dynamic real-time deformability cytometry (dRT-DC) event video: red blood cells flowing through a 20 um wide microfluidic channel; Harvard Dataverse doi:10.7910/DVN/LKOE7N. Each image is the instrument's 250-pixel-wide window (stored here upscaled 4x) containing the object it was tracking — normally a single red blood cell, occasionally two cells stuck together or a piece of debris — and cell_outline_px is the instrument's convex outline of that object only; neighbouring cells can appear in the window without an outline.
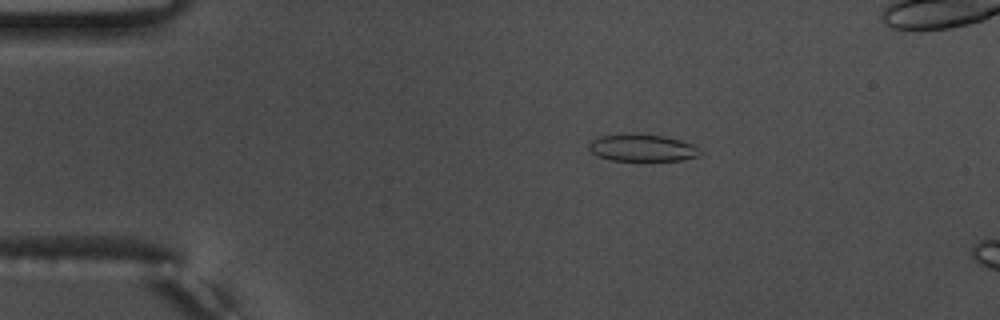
{"species": "common noctule bat (a hibernating species)", "species_latin": "Nyctalus noctula", "temperature_condition": "warm", "stored_images_in_passage": 43, "camera_frame_rate_fps": 3000, "um_per_image_px": 0.085, "animal": {"sex": "male", "body_mass_g": 17.5, "forearm_length_mm": 52.3}, "frame": {"image": 1, "passage_image": 1, "time_ms": 0.0, "image_size_px": [1000, 320], "cell_outline_px": [[700, 152], [696, 156], [680, 160], [612, 160], [596, 156], [588, 148], [588, 144], [592, 140], [600, 136], [632, 132], [664, 136], [680, 140], [692, 144]], "centroid_in_image_um": [54.51, 12.54], "position_along_channel_um": 30.5, "area_um2": 17.51}}
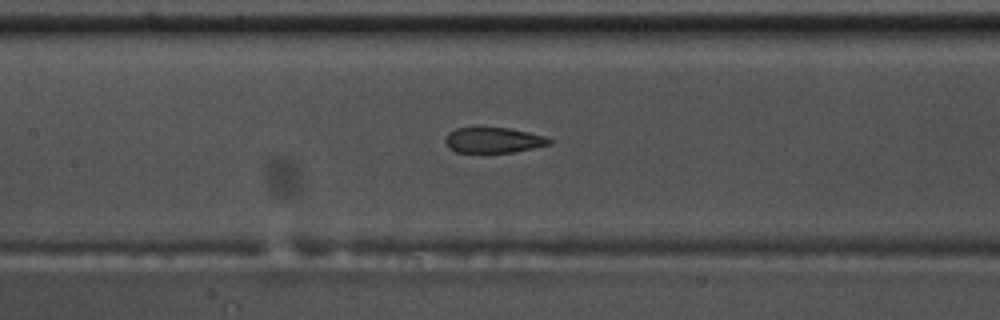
{"frame": {"image": 2, "passage_image": 16, "time_ms": 5.0, "image_size_px": [1000, 320], "cell_outline_px": [[552, 144], [516, 152], [456, 152], [448, 148], [444, 140], [448, 132], [456, 128], [508, 128], [528, 132], [544, 136], [552, 140]], "centroid_in_image_um": [41.94, 11.92], "position_along_channel_um": 165.5, "area_um2": 15.43}}
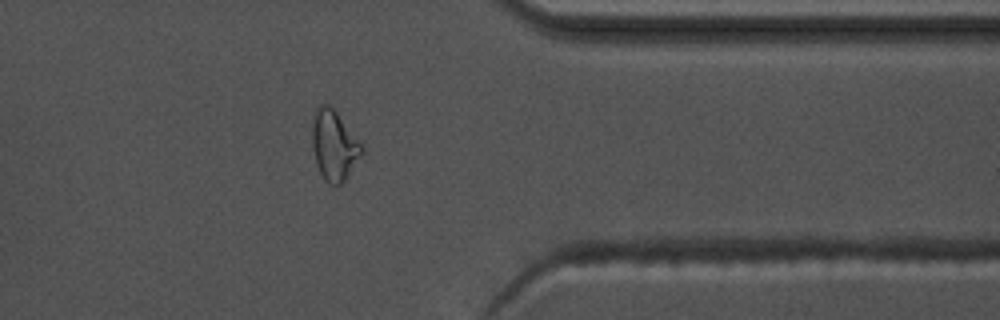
{"frame": {"image": 3, "passage_image": 34, "time_ms": 11.0, "image_size_px": [1000, 320], "cell_outline_px": [[364, 152], [344, 180], [340, 184], [328, 184], [324, 180], [316, 164], [312, 144], [312, 124], [316, 108], [320, 104], [328, 104], [336, 112], [364, 148]], "centroid_in_image_um": [28.37, 12.36], "position_along_channel_um": 383.0, "area_um2": 19.88}}